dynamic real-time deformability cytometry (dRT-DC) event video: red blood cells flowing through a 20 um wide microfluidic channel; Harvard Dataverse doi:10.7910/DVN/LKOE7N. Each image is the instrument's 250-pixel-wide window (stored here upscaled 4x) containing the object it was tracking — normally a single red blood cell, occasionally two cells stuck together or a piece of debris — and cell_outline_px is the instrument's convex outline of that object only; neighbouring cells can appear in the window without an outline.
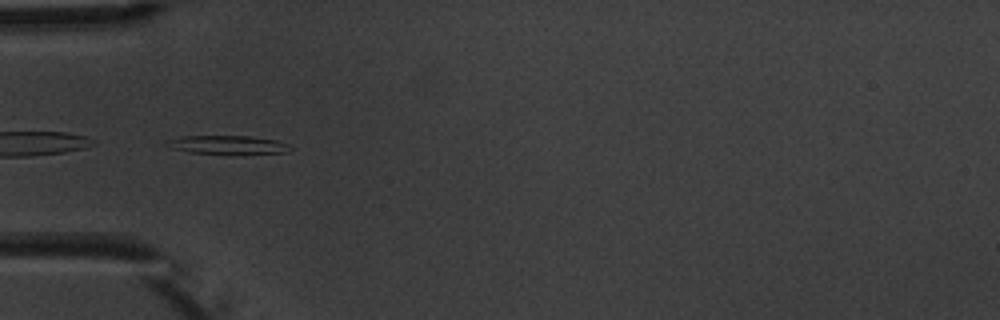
{"species": "common noctule bat (a hibernating species)", "species_latin": "Nyctalus noctula", "temperature_condition": "warm", "stored_images_in_passage": 6, "camera_frame_rate_fps": 3000, "um_per_image_px": 0.085, "animal": {"sex": "male", "body_mass_g": 20.1, "forearm_length_mm": 53.5}, "frame": {"image": 1, "passage_image": 5, "time_ms": 5.0, "image_size_px": [1000, 320], "cell_outline_px": [[292, 148], [284, 152], [188, 152], [172, 148], [164, 144], [164, 140], [180, 136], [252, 136], [276, 140], [288, 144]], "centroid_in_image_um": [19.24, 12.26], "position_along_channel_um": 65.8, "area_um2": 12.72}}